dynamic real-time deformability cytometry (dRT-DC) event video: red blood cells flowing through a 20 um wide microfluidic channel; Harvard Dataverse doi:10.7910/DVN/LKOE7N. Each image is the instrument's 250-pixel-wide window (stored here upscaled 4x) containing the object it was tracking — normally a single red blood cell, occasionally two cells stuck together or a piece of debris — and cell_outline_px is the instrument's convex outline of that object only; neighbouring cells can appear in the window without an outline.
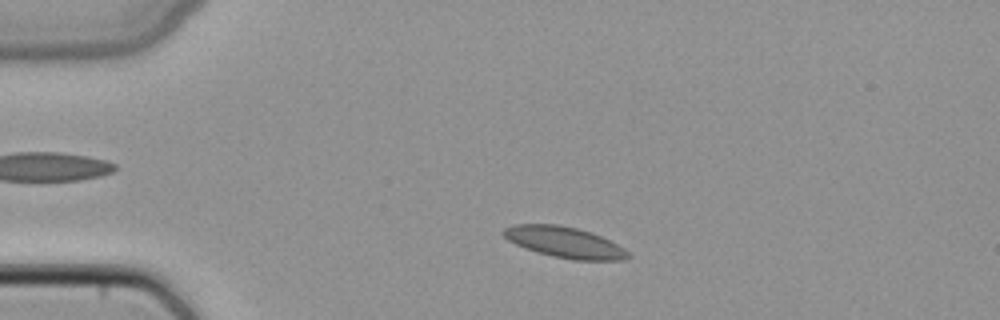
{"species": "common noctule bat (a hibernating species)", "species_latin": "Nyctalus noctula", "temperature_condition": "cold", "stored_images_in_passage": 44, "camera_frame_rate_fps": 3000, "um_per_image_px": 0.085, "animal": {"sex": "female", "body_mass_g": 22.7, "forearm_length_mm": 54.2}, "frame": {"image": 1, "passage_image": 6, "time_ms": 1.667, "image_size_px": [1000, 320], "cell_outline_px": [[632, 256], [624, 260], [572, 260], [552, 256], [536, 252], [524, 248], [508, 240], [500, 232], [504, 228], [512, 224], [556, 224], [576, 228], [592, 232], [624, 248]], "centroid_in_image_um": [47.96, 20.59], "position_along_channel_um": 37.0, "area_um2": 22.54}}
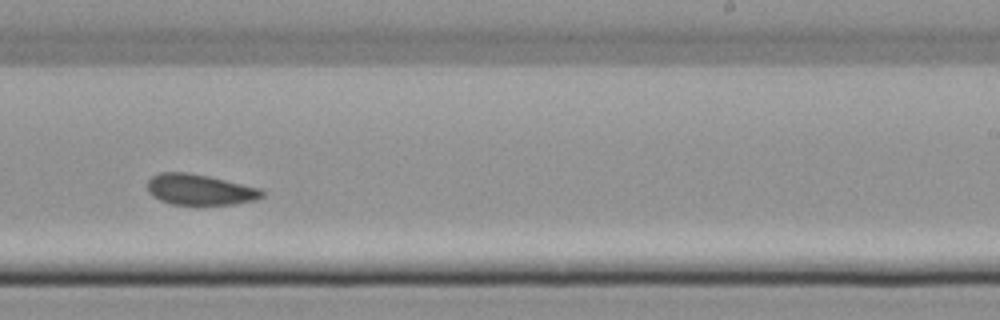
{"frame": {"image": 2, "passage_image": 26, "time_ms": 8.333, "image_size_px": [1000, 320], "cell_outline_px": [[264, 196], [256, 200], [232, 204], [196, 208], [172, 204], [160, 200], [152, 196], [148, 192], [148, 180], [152, 176], [160, 172], [188, 172], [208, 176], [260, 188], [264, 192]], "centroid_in_image_um": [16.97, 16.16], "position_along_channel_um": 272.0, "area_um2": 21.33}}
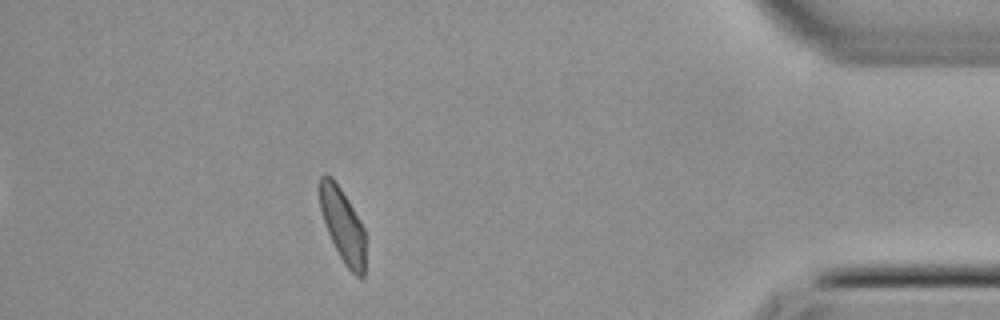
{"frame": {"image": 3, "passage_image": 39, "time_ms": 12.667, "image_size_px": [1000, 320], "cell_outline_px": [[364, 276], [360, 280], [344, 264], [328, 232], [320, 208], [316, 188], [320, 176], [324, 172], [332, 176], [348, 200], [360, 220], [364, 228]], "centroid_in_image_um": [29.08, 19.06], "position_along_channel_um": 406.1, "area_um2": 19.83}}